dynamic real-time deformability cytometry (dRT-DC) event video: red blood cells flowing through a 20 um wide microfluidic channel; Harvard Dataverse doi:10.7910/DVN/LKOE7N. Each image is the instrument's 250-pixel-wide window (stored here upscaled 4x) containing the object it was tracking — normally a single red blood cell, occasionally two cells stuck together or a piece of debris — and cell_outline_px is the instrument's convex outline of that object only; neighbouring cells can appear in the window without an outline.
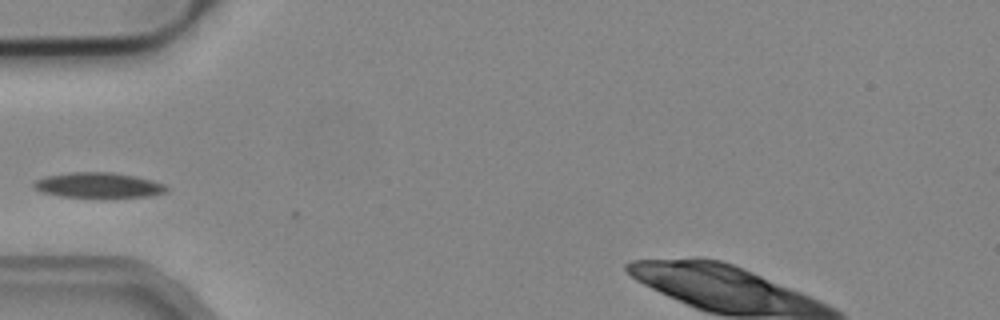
{"species": "common noctule bat (a hibernating species)", "species_latin": "Nyctalus noctula", "temperature_condition": "cold", "stored_images_in_passage": 37, "camera_frame_rate_fps": 3000, "um_per_image_px": 0.085, "animal": {"sex": "male", "body_mass_g": 19.2, "forearm_length_mm": 51.8}, "frame": {"image": 1, "passage_image": 1, "time_ms": 0.0, "image_size_px": [1000, 320], "cell_outline_px": [[168, 188], [164, 192], [148, 196], [60, 196], [40, 192], [32, 188], [32, 184], [36, 180], [44, 176], [68, 172], [112, 172], [136, 176], [152, 180], [164, 184]], "centroid_in_image_um": [8.28, 15.71], "position_along_channel_um": 76.7, "area_um2": 19.25}}
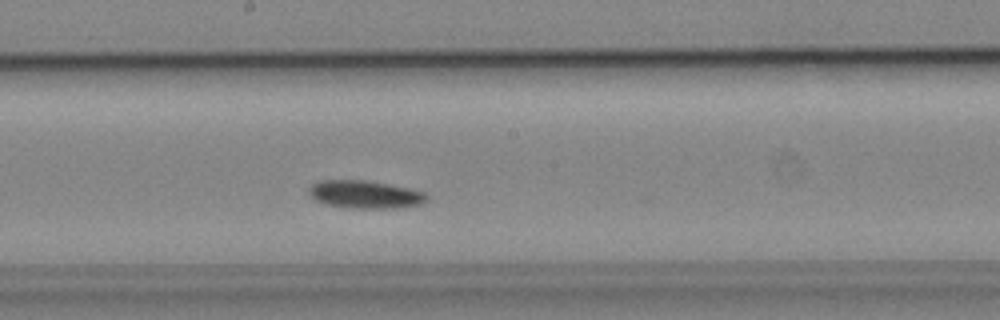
{"frame": {"image": 2, "passage_image": 12, "time_ms": 3.667, "image_size_px": [1000, 320], "cell_outline_px": [[428, 200], [420, 204], [404, 208], [348, 208], [324, 204], [308, 196], [308, 188], [312, 184], [320, 180], [368, 180], [408, 188], [424, 192], [428, 196]], "centroid_in_image_um": [31.01, 16.53], "position_along_channel_um": 217.2, "area_um2": 19.42}}
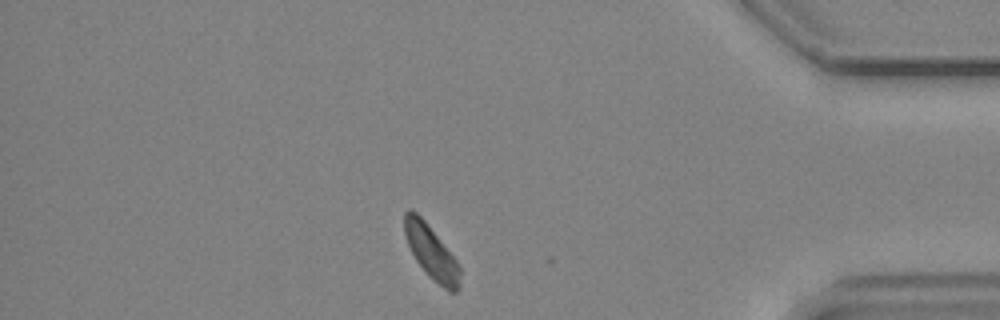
{"frame": {"image": 3, "passage_image": 29, "time_ms": 9.333, "image_size_px": [1000, 320], "cell_outline_px": [[460, 288], [456, 292], [448, 292], [432, 280], [424, 272], [416, 260], [408, 244], [404, 232], [404, 212], [408, 208], [412, 208], [428, 224], [456, 260], [460, 268]], "centroid_in_image_um": [36.66, 21.46], "position_along_channel_um": 398.5, "area_um2": 17.46}}